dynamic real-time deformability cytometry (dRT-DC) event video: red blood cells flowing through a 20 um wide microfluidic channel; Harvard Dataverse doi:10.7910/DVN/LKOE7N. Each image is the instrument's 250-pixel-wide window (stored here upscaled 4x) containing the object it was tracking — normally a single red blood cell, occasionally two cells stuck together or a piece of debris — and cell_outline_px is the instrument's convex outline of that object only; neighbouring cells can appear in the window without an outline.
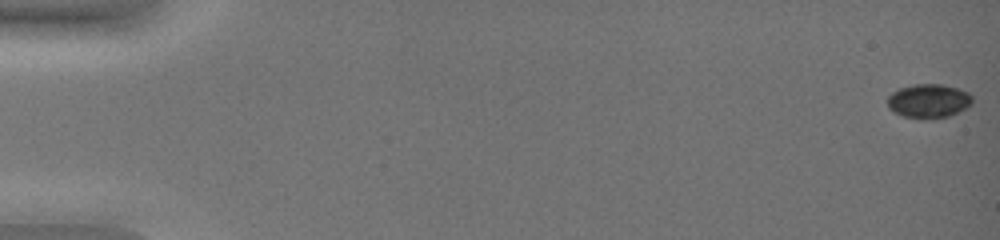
{"species": "common noctule bat (a hibernating species)", "species_latin": "Nyctalus noctula", "temperature_condition": "warm", "stored_images_in_passage": 52, "camera_frame_rate_fps": 3000, "um_per_image_px": 0.085, "animal": {"sex": "female", "body_mass_g": 19.0, "forearm_length_mm": 51.5}, "frame": {"image": 1, "passage_image": 1, "time_ms": 0.0, "image_size_px": [1000, 240], "cell_outline_px": [[972, 104], [968, 108], [948, 116], [904, 116], [888, 108], [888, 96], [892, 92], [900, 88], [916, 84], [940, 84], [956, 88], [968, 92], [972, 96]], "centroid_in_image_um": [78.96, 8.54], "position_along_channel_um": 6.0, "area_um2": 16.18}}
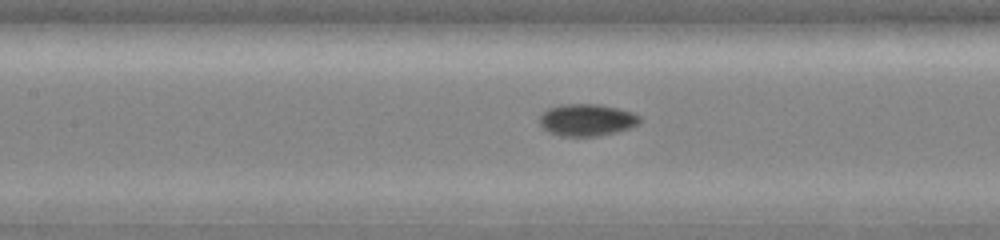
{"frame": {"image": 2, "passage_image": 27, "time_ms": 8.667, "image_size_px": [1000, 240], "cell_outline_px": [[640, 124], [616, 132], [596, 136], [560, 136], [548, 132], [540, 124], [540, 116], [548, 108], [560, 104], [600, 104], [632, 112], [640, 116]], "centroid_in_image_um": [49.87, 10.19], "position_along_channel_um": 157.5, "area_um2": 18.67}}
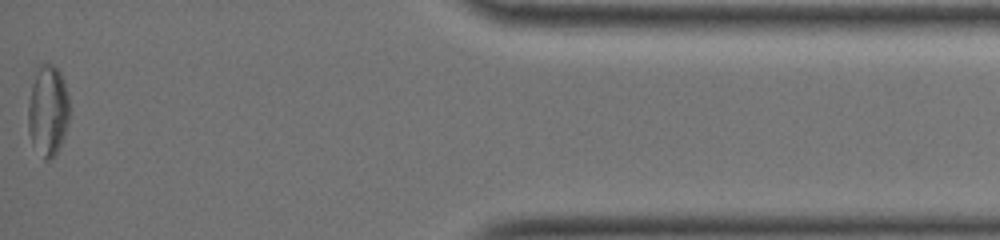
{"frame": {"image": 3, "passage_image": 52, "time_ms": 17.0, "image_size_px": [1000, 240], "cell_outline_px": [[68, 124], [60, 144], [52, 160], [44, 160], [32, 144], [28, 132], [28, 104], [32, 84], [40, 64], [52, 64], [60, 72], [64, 80], [68, 96]], "centroid_in_image_um": [4.06, 9.43], "position_along_channel_um": 431.1, "area_um2": 21.73}, "authors_computed_cell_mechanics": {"area_um2": 17.6868, "velocity_mm_per_s": 3.8738, "shape_relaxation_time_tau1_ms": null, "shape_relaxation_time_tau2_ms": 2.0224, "deformation_change_tau1": null, "deformation_change_tau2": 0.0568}}